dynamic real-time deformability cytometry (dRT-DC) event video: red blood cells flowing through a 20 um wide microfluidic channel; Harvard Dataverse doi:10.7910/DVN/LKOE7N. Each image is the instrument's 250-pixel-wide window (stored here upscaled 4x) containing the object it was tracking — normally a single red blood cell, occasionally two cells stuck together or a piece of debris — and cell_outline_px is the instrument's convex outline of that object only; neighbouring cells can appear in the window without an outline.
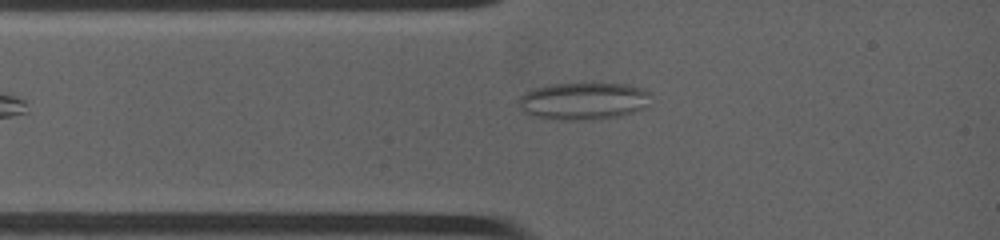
{"species": "common noctule bat (a hibernating species)", "species_latin": "Nyctalus noctula", "temperature_condition": "warm", "stored_images_in_passage": 44, "camera_frame_rate_fps": 4500, "um_per_image_px": 0.085, "animal": {"sex": "female", "body_mass_g": 19.0, "forearm_length_mm": 53.3}, "frame": {"image": 1, "passage_image": 5, "time_ms": 1.111, "image_size_px": [1000, 240], "cell_outline_px": [[648, 92], [640, 108], [632, 112], [620, 116], [584, 120], [564, 120], [532, 116], [524, 112], [520, 108], [520, 96], [536, 88], [552, 84], [628, 84], [644, 88]], "centroid_in_image_um": [49.52, 8.59], "position_along_channel_um": 35.5, "area_um2": 27.86}}
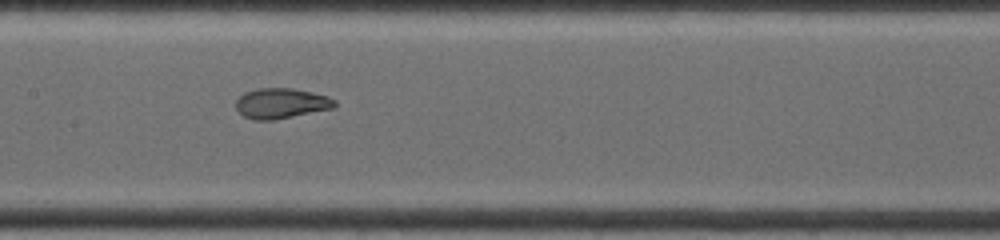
{"frame": {"image": 2, "passage_image": 19, "time_ms": 4.889, "image_size_px": [1000, 240], "cell_outline_px": [[336, 108], [272, 120], [256, 120], [244, 116], [236, 108], [236, 100], [244, 92], [256, 88], [292, 88], [312, 92], [328, 96], [336, 100]], "centroid_in_image_um": [23.92, 8.77], "position_along_channel_um": 183.5, "area_um2": 17.51}}
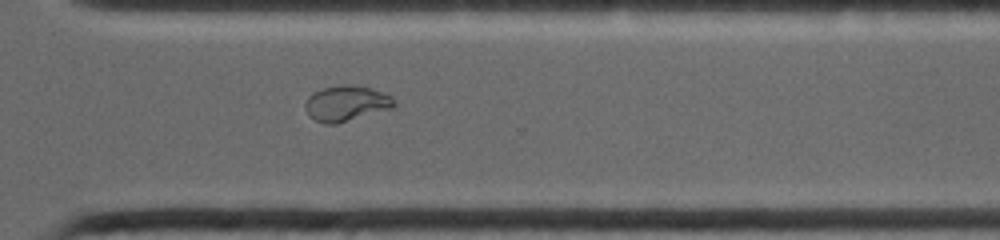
{"frame": {"image": 3, "passage_image": 42, "time_ms": 8.889, "image_size_px": [1000, 240], "cell_outline_px": [[396, 104], [392, 108], [336, 124], [324, 124], [316, 120], [304, 108], [304, 104], [308, 96], [312, 92], [324, 88], [340, 84], [352, 84], [372, 88], [392, 96]], "centroid_in_image_um": [29.43, 8.77], "position_along_channel_um": 341.2, "area_um2": 18.44}}